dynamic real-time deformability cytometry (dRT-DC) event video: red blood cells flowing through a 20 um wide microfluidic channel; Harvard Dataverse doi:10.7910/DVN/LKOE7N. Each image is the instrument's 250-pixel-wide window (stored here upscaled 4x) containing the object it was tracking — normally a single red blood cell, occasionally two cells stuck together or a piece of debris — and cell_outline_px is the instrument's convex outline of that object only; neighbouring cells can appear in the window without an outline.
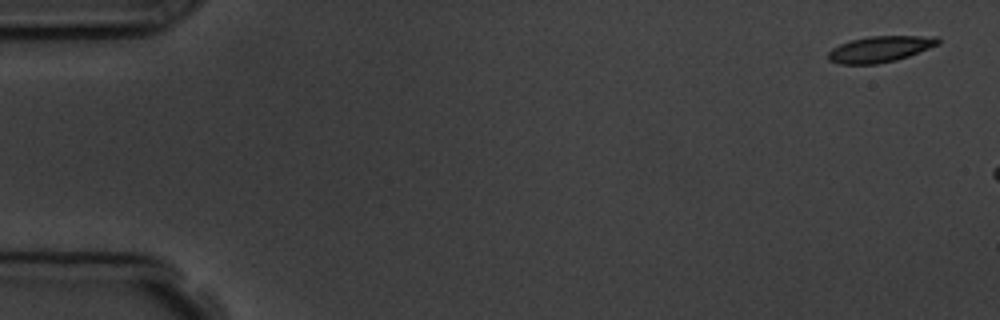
{"species": "common noctule bat (a hibernating species)", "species_latin": "Nyctalus noctula", "temperature_condition": "room temperature", "stored_images_in_passage": 3, "camera_frame_rate_fps": 3000, "um_per_image_px": 0.085, "animal": {"sex": "male", "body_mass_g": 19.5, "forearm_length_mm": 54.6}, "frame": {"image": 1, "passage_image": 1, "time_ms": 0.0, "image_size_px": [1000, 320], "cell_outline_px": [[940, 44], [908, 56], [896, 60], [876, 64], [840, 64], [828, 60], [828, 52], [832, 48], [840, 44], [852, 40], [868, 36], [936, 36], [940, 40]], "centroid_in_image_um": [74.8, 4.17], "position_along_channel_um": 10.2, "area_um2": 16.65}}